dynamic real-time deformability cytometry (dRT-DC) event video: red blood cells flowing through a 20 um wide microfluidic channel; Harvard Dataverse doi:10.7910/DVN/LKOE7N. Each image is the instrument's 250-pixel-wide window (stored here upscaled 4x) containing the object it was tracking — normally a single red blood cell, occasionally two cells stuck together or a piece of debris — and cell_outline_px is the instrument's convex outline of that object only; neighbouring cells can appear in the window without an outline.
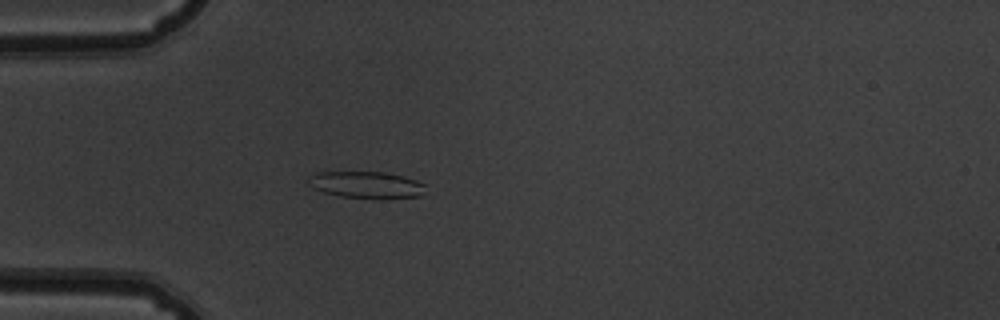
{"species": "common noctule bat (a hibernating species)", "species_latin": "Nyctalus noctula", "temperature_condition": "warm", "stored_images_in_passage": 42, "camera_frame_rate_fps": 3000, "um_per_image_px": 0.085, "animal": {"sex": "male", "body_mass_g": 19.5, "forearm_length_mm": 54.6}, "frame": {"image": 1, "passage_image": 5, "time_ms": 1.333, "image_size_px": [1000, 320], "cell_outline_px": [[424, 184], [420, 196], [388, 200], [376, 200], [340, 196], [324, 192], [308, 184], [308, 176], [316, 172], [384, 172], [404, 176], [416, 180]], "centroid_in_image_um": [31.15, 15.73], "position_along_channel_um": 53.9, "area_um2": 18.61}}
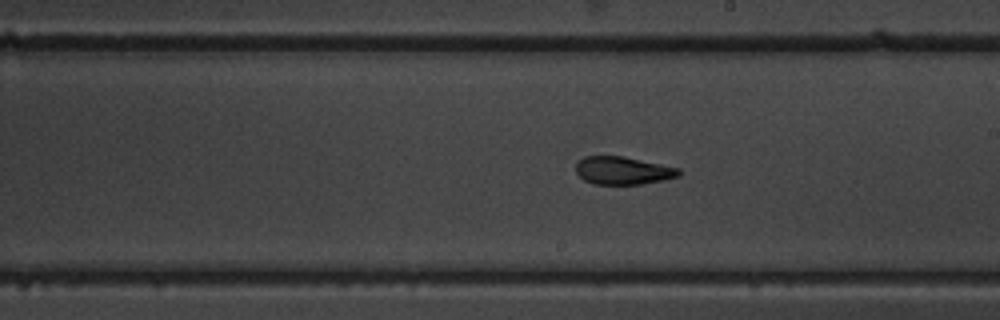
{"frame": {"image": 2, "passage_image": 20, "time_ms": 6.333, "image_size_px": [1000, 320], "cell_outline_px": [[680, 176], [664, 180], [640, 184], [592, 184], [584, 180], [576, 172], [576, 164], [584, 156], [624, 156], [680, 168]], "centroid_in_image_um": [52.96, 14.5], "position_along_channel_um": 236.0, "area_um2": 16.76}}
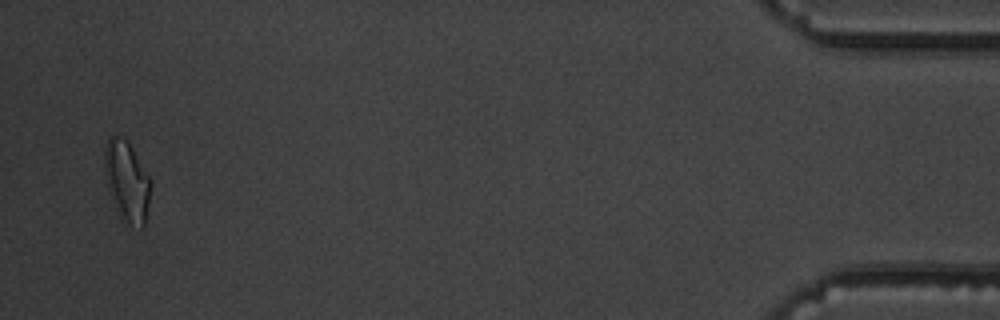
{"frame": {"image": 3, "passage_image": 41, "time_ms": 13.333, "image_size_px": [1000, 320], "cell_outline_px": [[152, 184], [144, 228], [140, 228], [120, 220], [108, 192], [104, 168], [104, 148], [108, 136], [124, 136], [132, 148], [152, 180]], "centroid_in_image_um": [10.78, 15.42], "position_along_channel_um": 424.4, "area_um2": 22.2}, "authors_computed_cell_mechanics": {"area_um2": 17.4556, "velocity_mm_per_s": 3.841, "shape_relaxation_time_tau1_ms": null, "shape_relaxation_time_tau2_ms": 0.7358, "deformation_change_tau1": null, "deformation_change_tau2": 0.067}}